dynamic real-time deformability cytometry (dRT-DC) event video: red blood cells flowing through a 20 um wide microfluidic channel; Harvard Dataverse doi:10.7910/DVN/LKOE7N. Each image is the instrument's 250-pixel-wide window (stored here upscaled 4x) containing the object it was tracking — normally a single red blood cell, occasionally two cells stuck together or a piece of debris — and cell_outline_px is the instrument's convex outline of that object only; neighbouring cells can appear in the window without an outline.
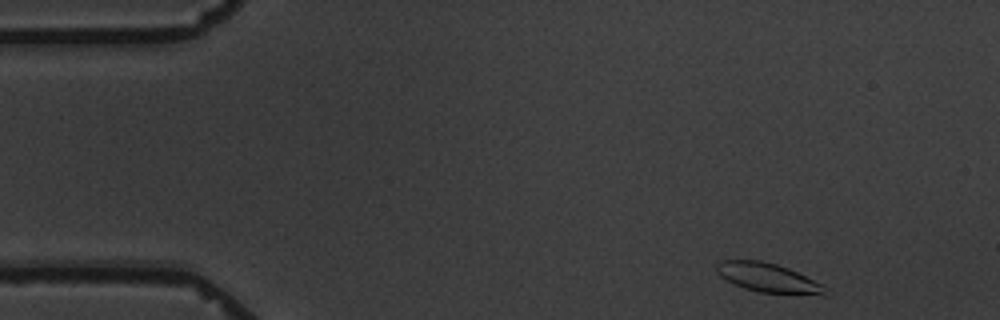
{"species": "common noctule bat (a hibernating species)", "species_latin": "Nyctalus noctula", "temperature_condition": "warm", "stored_images_in_passage": 4, "camera_frame_rate_fps": 3000, "um_per_image_px": 0.085, "animal": {"sex": "male", "body_mass_g": 19.5, "forearm_length_mm": 54.6}, "frame": {"image": 1, "passage_image": 1, "time_ms": 0.0, "image_size_px": [1000, 320], "cell_outline_px": [[824, 296], [760, 292], [744, 288], [720, 276], [716, 272], [716, 264], [720, 260], [760, 260], [776, 264], [788, 268], [824, 284]], "centroid_in_image_um": [65.29, 23.61], "position_along_channel_um": 19.7, "area_um2": 18.44}}